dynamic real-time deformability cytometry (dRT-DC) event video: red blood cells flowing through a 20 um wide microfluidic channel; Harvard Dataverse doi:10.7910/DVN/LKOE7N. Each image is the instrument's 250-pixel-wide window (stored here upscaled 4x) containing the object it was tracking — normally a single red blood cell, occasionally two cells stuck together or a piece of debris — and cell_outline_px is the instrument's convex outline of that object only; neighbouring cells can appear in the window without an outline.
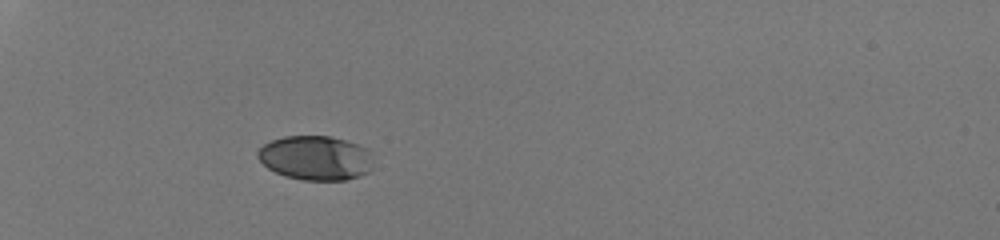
{"species": "human", "species_latin": "Homo sapiens", "temperature_condition": "room temperature", "stored_images_in_passage": 3, "camera_frame_rate_fps": 3000, "um_per_image_px": 0.085, "donor": {"sex": "male"}, "frame": {"image": 1, "passage_image": 1, "time_ms": 0.0, "image_size_px": [1000, 240], "cell_outline_px": [[372, 168], [368, 172], [360, 176], [344, 180], [304, 180], [284, 176], [268, 168], [256, 156], [256, 152], [264, 144], [272, 140], [284, 136], [332, 136], [368, 148], [372, 152]], "centroid_in_image_um": [26.84, 13.42], "position_along_channel_um": 58.2, "area_um2": 30.06}}